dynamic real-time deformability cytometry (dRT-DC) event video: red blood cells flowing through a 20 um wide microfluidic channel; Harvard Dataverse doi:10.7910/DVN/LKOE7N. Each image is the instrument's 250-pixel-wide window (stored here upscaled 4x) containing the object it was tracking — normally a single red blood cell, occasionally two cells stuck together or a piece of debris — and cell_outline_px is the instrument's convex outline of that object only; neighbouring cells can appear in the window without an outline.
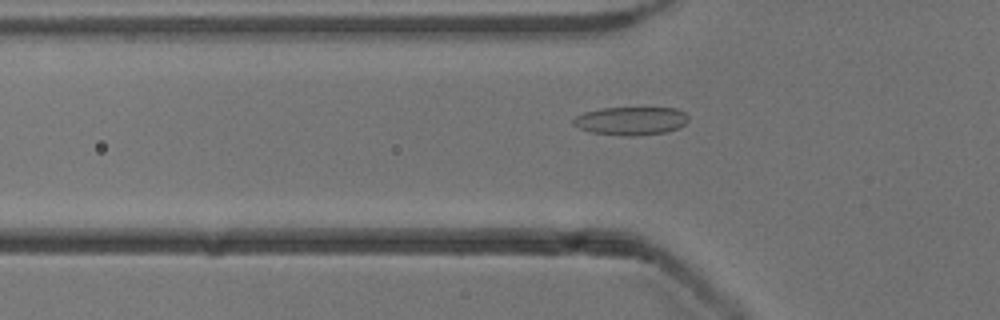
{"species": "common noctule bat (a hibernating species)", "species_latin": "Nyctalus noctula", "temperature_condition": "cold", "stored_images_in_passage": 53, "camera_frame_rate_fps": 3000, "um_per_image_px": 0.085, "animal": {"sex": "male", "body_mass_g": 13.3}, "frame": {"image": 1, "passage_image": 18, "time_ms": 5.667, "image_size_px": [1000, 320], "cell_outline_px": [[688, 120], [684, 124], [676, 128], [664, 132], [632, 136], [624, 136], [592, 132], [580, 128], [572, 124], [572, 120], [576, 116], [584, 112], [600, 108], [676, 108], [684, 112], [688, 116]], "centroid_in_image_um": [53.6, 10.26], "position_along_channel_um": 72.2, "area_um2": 18.79}}
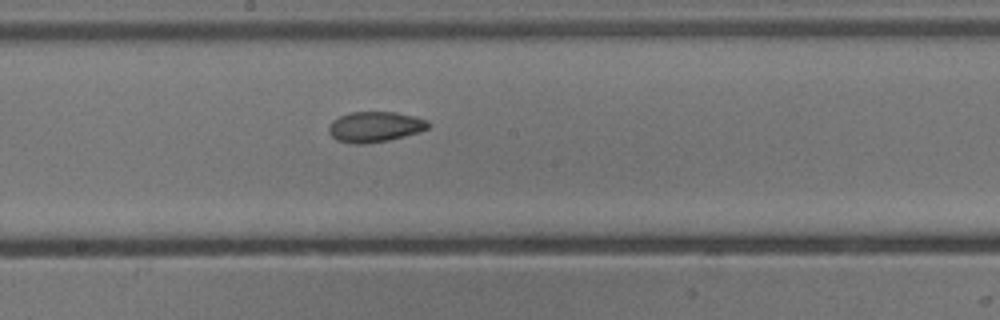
{"frame": {"image": 2, "passage_image": 29, "time_ms": 9.333, "image_size_px": [1000, 320], "cell_outline_px": [[428, 128], [404, 136], [388, 140], [364, 144], [356, 144], [336, 140], [328, 132], [328, 124], [332, 120], [340, 116], [352, 112], [396, 112], [428, 120]], "centroid_in_image_um": [31.81, 10.78], "position_along_channel_um": 216.4, "area_um2": 17.51}}
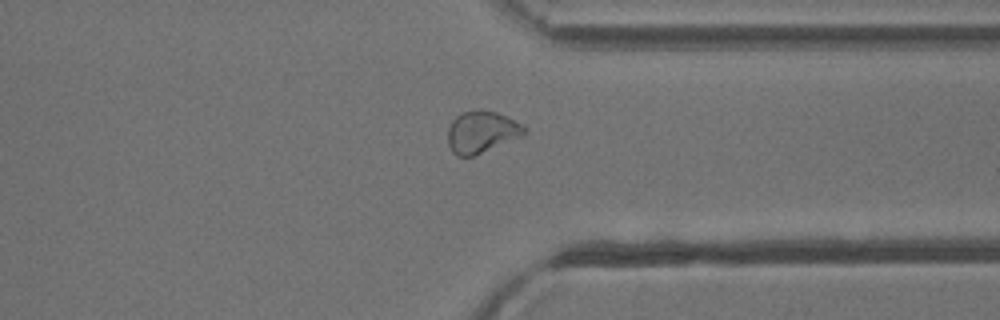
{"frame": {"image": 3, "passage_image": 41, "time_ms": 13.333, "image_size_px": [1000, 320], "cell_outline_px": [[528, 132], [520, 136], [472, 156], [456, 156], [452, 152], [448, 144], [448, 128], [452, 120], [460, 112], [480, 108], [496, 112], [520, 124]], "centroid_in_image_um": [40.86, 11.19], "position_along_channel_um": 370.5, "area_um2": 18.38}, "authors_computed_cell_mechanics": {"area_um2": 19.0162, "velocity_mm_per_s": 3.8949, "shape_relaxation_time_tau1_ms": null, "shape_relaxation_time_tau2_ms": 6.4588, "deformation_change_tau1": null, "deformation_change_tau2": 0.0843}}